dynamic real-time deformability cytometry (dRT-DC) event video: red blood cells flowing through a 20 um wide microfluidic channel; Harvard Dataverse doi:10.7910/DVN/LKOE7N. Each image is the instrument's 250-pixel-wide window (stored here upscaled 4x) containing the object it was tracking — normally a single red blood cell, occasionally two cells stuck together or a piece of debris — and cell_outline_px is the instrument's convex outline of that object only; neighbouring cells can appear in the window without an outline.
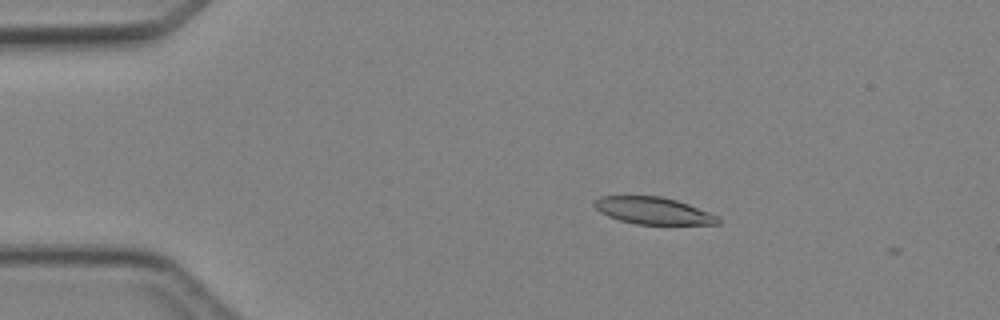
{"species": "Egyptian fruit bat (a non-hibernating species)", "species_latin": "Rousettus aegyptiacus", "temperature_condition": "cold", "stored_images_in_passage": 4, "camera_frame_rate_fps": 3000, "um_per_image_px": 0.085, "animal": {"sex": "female"}, "frame": {"image": 1, "passage_image": 2, "time_ms": 1.333, "image_size_px": [1000, 320], "cell_outline_px": [[720, 224], [636, 224], [620, 220], [608, 216], [600, 212], [592, 204], [592, 200], [600, 196], [660, 196], [676, 200], [688, 204], [720, 216]], "centroid_in_image_um": [55.51, 17.9], "position_along_channel_um": 29.5, "area_um2": 19.54}}